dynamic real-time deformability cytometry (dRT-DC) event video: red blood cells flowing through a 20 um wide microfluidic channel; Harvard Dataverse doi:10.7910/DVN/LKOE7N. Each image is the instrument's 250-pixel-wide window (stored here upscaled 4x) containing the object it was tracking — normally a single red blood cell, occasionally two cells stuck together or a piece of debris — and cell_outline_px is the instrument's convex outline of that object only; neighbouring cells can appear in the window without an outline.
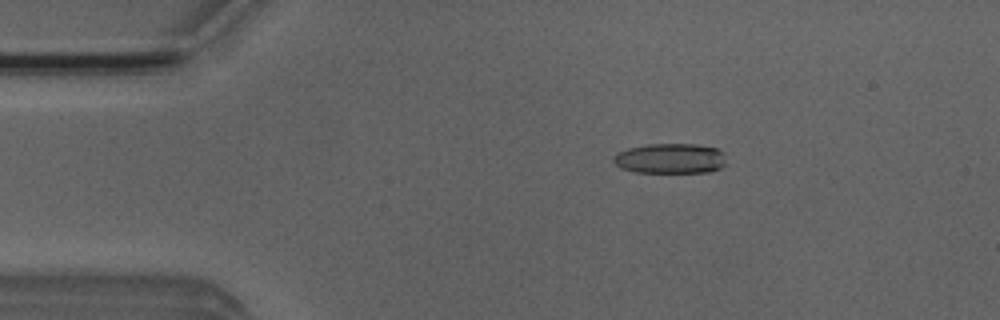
{"species": "Egyptian fruit bat (a non-hibernating species)", "species_latin": "Rousettus aegyptiacus", "temperature_condition": "room temperature", "stored_images_in_passage": 4, "camera_frame_rate_fps": 3000, "um_per_image_px": 0.085, "animal": {"sex": "male"}, "frame": {"image": 1, "passage_image": 2, "time_ms": 2.0, "image_size_px": [1000, 320], "cell_outline_px": [[724, 164], [720, 168], [708, 172], [636, 172], [620, 168], [612, 160], [612, 156], [616, 152], [628, 148], [648, 144], [696, 144], [716, 148], [724, 152]], "centroid_in_image_um": [56.93, 13.46], "position_along_channel_um": 28.1, "area_um2": 19.88}}